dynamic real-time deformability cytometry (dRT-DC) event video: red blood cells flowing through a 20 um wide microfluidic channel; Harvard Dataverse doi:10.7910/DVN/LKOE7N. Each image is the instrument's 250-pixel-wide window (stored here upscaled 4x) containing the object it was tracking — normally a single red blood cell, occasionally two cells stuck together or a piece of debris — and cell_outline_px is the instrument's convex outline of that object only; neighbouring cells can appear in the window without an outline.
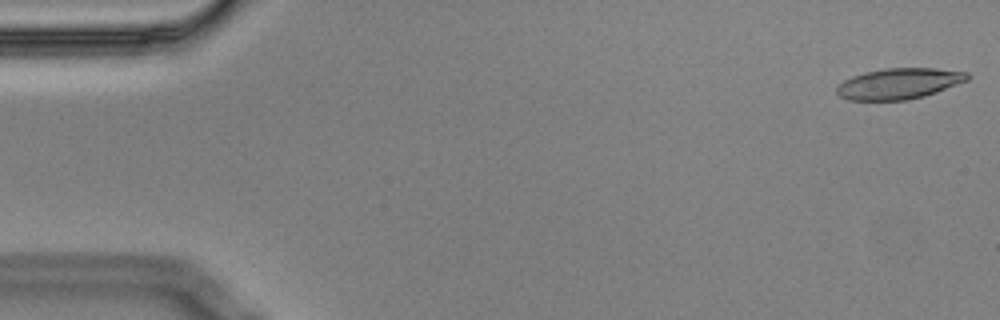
{"species": "Egyptian fruit bat (a non-hibernating species)", "species_latin": "Rousettus aegyptiacus", "temperature_condition": "cold", "stored_images_in_passage": 4, "camera_frame_rate_fps": 3000, "um_per_image_px": 0.085, "animal": {"sex": "male"}, "frame": {"image": 1, "passage_image": 1, "time_ms": 0.0, "image_size_px": [1000, 320], "cell_outline_px": [[972, 76], [968, 80], [936, 92], [924, 96], [908, 100], [848, 100], [840, 96], [836, 92], [836, 88], [844, 80], [852, 76], [864, 72], [884, 68], [936, 68], [968, 72]], "centroid_in_image_um": [76.43, 7.1], "position_along_channel_um": 8.6, "area_um2": 23.58}}